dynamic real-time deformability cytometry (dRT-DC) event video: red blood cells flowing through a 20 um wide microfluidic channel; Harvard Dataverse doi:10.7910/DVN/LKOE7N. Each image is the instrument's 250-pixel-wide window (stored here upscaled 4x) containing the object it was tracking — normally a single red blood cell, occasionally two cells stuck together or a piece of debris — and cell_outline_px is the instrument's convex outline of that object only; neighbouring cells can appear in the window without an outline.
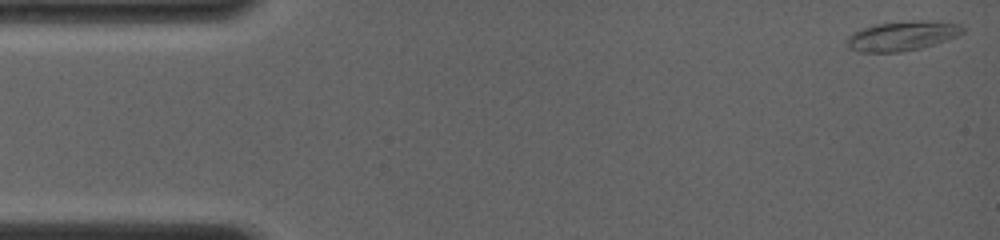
{"species": "common noctule bat (a hibernating species)", "species_latin": "Nyctalus noctula", "temperature_condition": "room temperature", "stored_images_in_passage": 19, "camera_frame_rate_fps": 4000, "um_per_image_px": 0.085, "animal": {"sex": "female", "body_mass_g": 19.0, "forearm_length_mm": 56.7}, "frame": {"image": 1, "passage_image": 1, "time_ms": 0.0, "image_size_px": [1000, 240], "cell_outline_px": [[964, 32], [948, 40], [920, 48], [900, 52], [860, 52], [848, 48], [844, 40], [852, 32], [860, 28], [876, 24], [920, 20], [936, 20], [960, 24], [964, 28]], "centroid_in_image_um": [76.66, 3.04], "position_along_channel_um": 8.3, "area_um2": 20.23}}
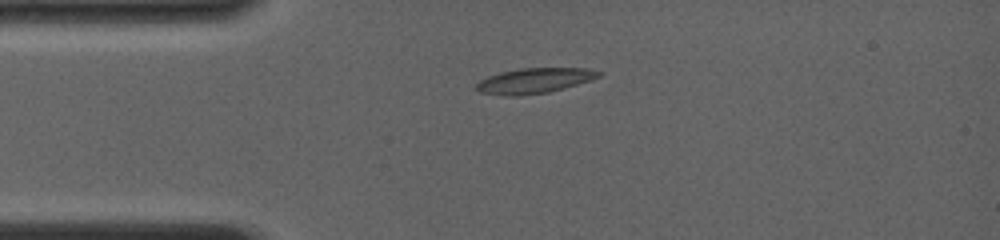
{"frame": {"image": 2, "passage_image": 10, "time_ms": 3.25, "image_size_px": [1000, 240], "cell_outline_px": [[604, 72], [600, 76], [592, 80], [564, 88], [548, 92], [516, 96], [504, 96], [480, 92], [476, 88], [476, 84], [480, 80], [488, 76], [500, 72], [520, 68], [588, 68]], "centroid_in_image_um": [45.44, 6.85], "position_along_channel_um": 39.6, "area_um2": 18.09}}
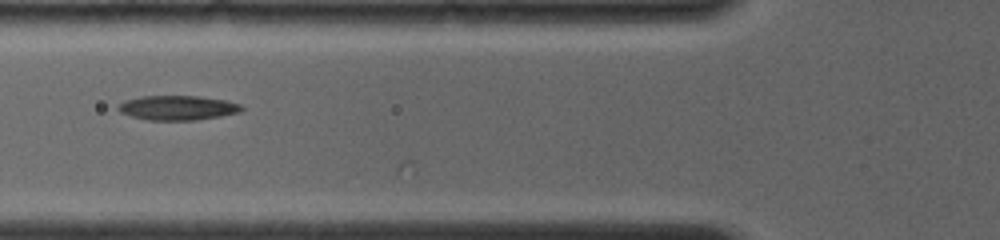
{"frame": {"image": 3, "passage_image": 16, "time_ms": 5.5, "image_size_px": [1000, 240], "cell_outline_px": [[244, 108], [240, 112], [220, 116], [196, 120], [148, 120], [132, 116], [120, 112], [116, 108], [116, 104], [124, 100], [140, 96], [200, 96], [228, 100], [240, 104]], "centroid_in_image_um": [15.08, 9.15], "position_along_channel_um": 110.7, "area_um2": 17.86}}